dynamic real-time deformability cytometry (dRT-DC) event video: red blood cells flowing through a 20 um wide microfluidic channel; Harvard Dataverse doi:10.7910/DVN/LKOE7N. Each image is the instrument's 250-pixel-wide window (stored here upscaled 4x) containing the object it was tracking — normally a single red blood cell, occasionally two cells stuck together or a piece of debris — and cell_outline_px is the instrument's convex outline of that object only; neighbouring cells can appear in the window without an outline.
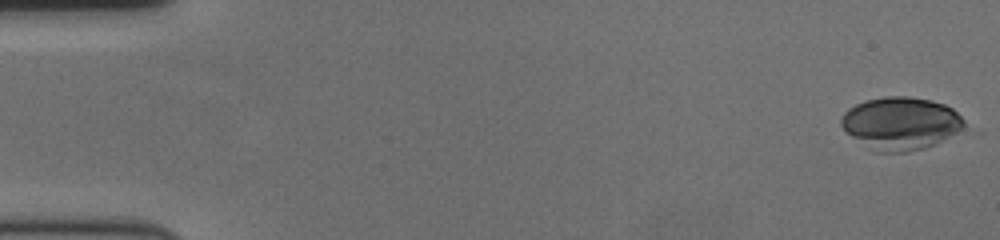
{"species": "human", "species_latin": "Homo sapiens", "temperature_condition": "cold", "stored_images_in_passage": 58, "camera_frame_rate_fps": 3000, "um_per_image_px": 0.085, "donor": {"sex": "female"}, "frame": {"image": 1, "passage_image": 1, "time_ms": 0.0, "image_size_px": [1000, 240], "cell_outline_px": [[984, 132], [924, 148], [908, 152], [876, 152], [852, 136], [840, 124], [840, 120], [844, 112], [848, 108], [864, 100], [884, 96], [908, 96], [932, 100], [944, 104], [952, 108]], "centroid_in_image_um": [76.91, 10.51], "position_along_channel_um": 8.1, "area_um2": 40.34}}
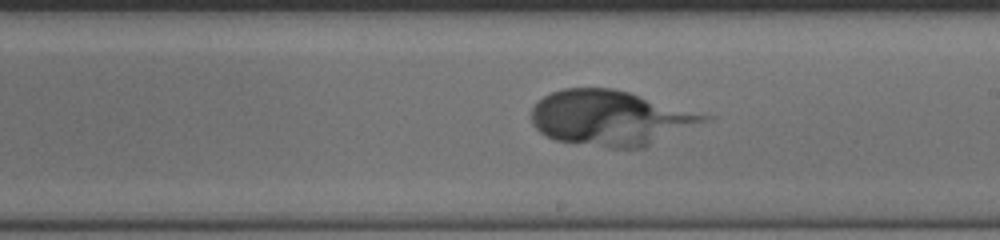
{"frame": {"image": 2, "passage_image": 34, "time_ms": 11.0, "image_size_px": [1000, 240], "cell_outline_px": [[716, 116], [712, 120], [644, 148], [608, 148], [556, 140], [544, 136], [532, 124], [532, 108], [536, 100], [552, 92], [564, 88], [612, 88], [628, 92]], "centroid_in_image_um": [51.95, 10.04], "position_along_channel_um": 237.1, "area_um2": 56.12}}
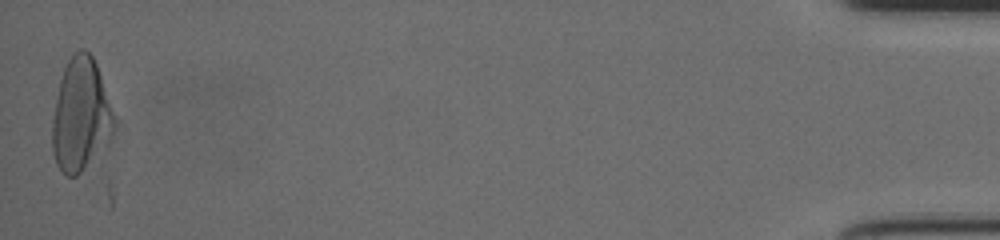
{"frame": {"image": 3, "passage_image": 58, "time_ms": 19.0, "image_size_px": [1000, 240], "cell_outline_px": [[120, 120], [100, 176], [68, 176], [56, 164], [52, 152], [52, 120], [60, 80], [64, 68], [68, 60], [80, 48], [84, 48], [92, 56], [96, 64]], "centroid_in_image_um": [7.04, 10.08], "position_along_channel_um": 428.2, "area_um2": 44.85}}